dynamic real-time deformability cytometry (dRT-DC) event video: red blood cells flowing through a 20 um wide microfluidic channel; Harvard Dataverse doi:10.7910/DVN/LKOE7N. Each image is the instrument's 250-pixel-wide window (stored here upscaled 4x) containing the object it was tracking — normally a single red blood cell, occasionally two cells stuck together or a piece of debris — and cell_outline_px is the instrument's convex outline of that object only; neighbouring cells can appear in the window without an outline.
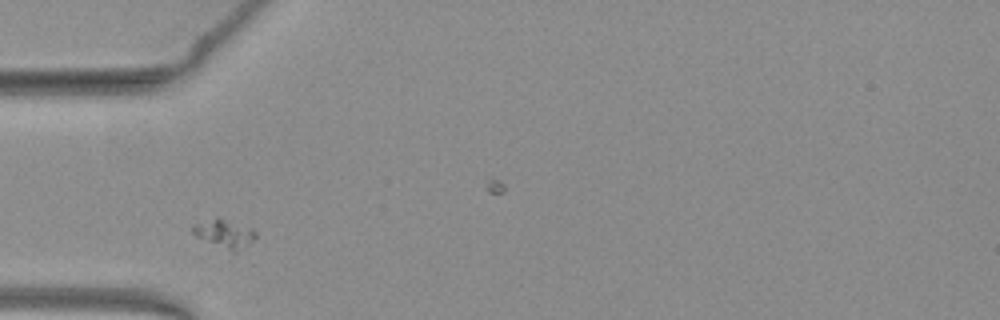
{"species": "common noctule bat (a hibernating species)", "species_latin": "Nyctalus noctula", "temperature_condition": "warm", "stored_images_in_passage": 38, "camera_frame_rate_fps": 3000, "um_per_image_px": 0.085, "animal": {"sex": "female", "body_mass_g": 19.3, "forearm_length_mm": 54.1}, "frame": {"image": 1, "passage_image": 1, "time_ms": 0.0, "image_size_px": [1000, 320], "cell_outline_px": [[256, 236], [252, 240], [236, 252], [232, 252], [196, 236], [192, 232], [192, 224], [216, 216], [220, 216], [252, 228], [256, 232]], "centroid_in_image_um": [19.05, 19.8], "position_along_channel_um": 65.9, "area_um2": 10.46}}
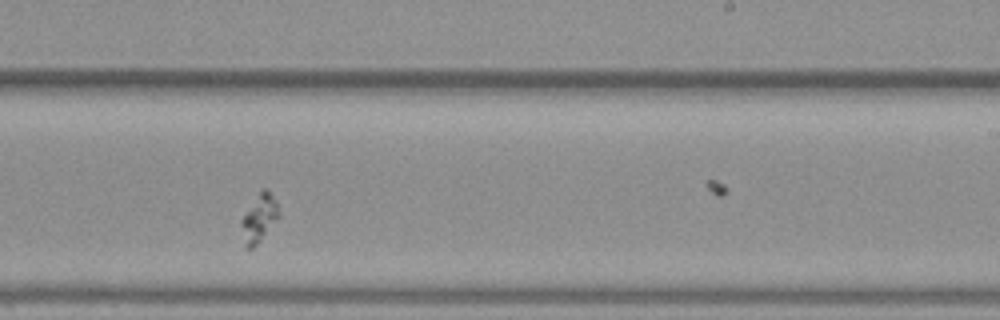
{"frame": {"image": 2, "passage_image": 17, "time_ms": 5.333, "image_size_px": [1000, 320], "cell_outline_px": [[280, 216], [260, 240], [252, 248], [244, 248], [240, 220], [260, 192], [264, 188], [276, 200], [280, 212]], "centroid_in_image_um": [22.02, 18.59], "position_along_channel_um": 267.0, "area_um2": 10.12}}
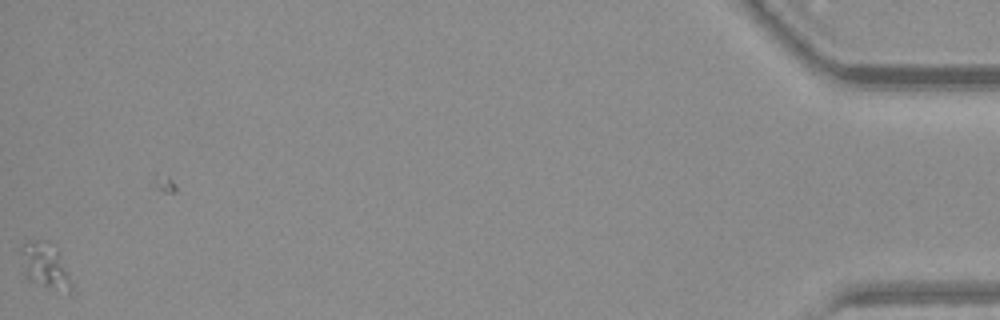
{"frame": {"image": 3, "passage_image": 38, "time_ms": 12.333, "image_size_px": [1000, 320], "cell_outline_px": [[72, 292], [68, 296], [28, 280], [24, 272], [20, 248], [20, 244], [28, 240], [48, 240], [60, 248], [72, 284]], "centroid_in_image_um": [3.89, 22.58], "position_along_channel_um": 431.3, "area_um2": 14.33}}